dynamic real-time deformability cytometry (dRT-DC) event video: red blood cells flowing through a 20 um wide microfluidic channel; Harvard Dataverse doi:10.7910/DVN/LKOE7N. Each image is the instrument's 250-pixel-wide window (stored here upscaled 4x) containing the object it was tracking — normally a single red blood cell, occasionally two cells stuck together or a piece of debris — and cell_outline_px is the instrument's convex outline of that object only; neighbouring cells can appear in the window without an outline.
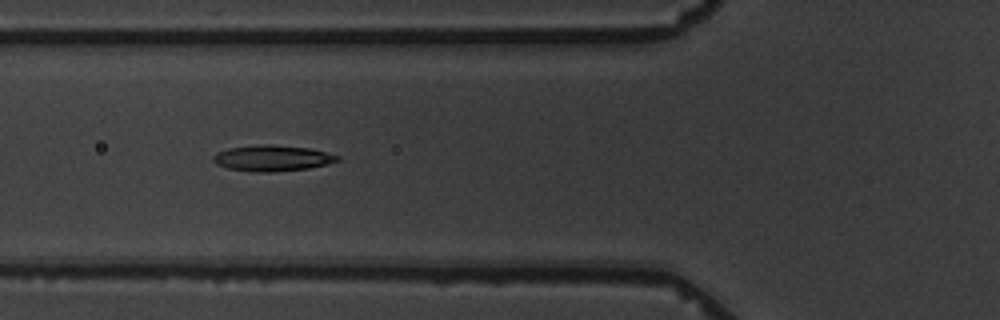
{"species": "common noctule bat (a hibernating species)", "species_latin": "Nyctalus noctula", "temperature_condition": "warm", "stored_images_in_passage": 9, "camera_frame_rate_fps": 3000, "um_per_image_px": 0.085, "animal": {"sex": "male", "body_mass_g": 19.5, "forearm_length_mm": 54.6}, "frame": {"image": 1, "passage_image": 6, "time_ms": 6.667, "image_size_px": [1000, 320], "cell_outline_px": [[340, 160], [308, 168], [272, 172], [252, 172], [228, 168], [216, 164], [212, 160], [212, 156], [216, 152], [228, 148], [264, 144], [272, 144], [308, 148], [340, 156]], "centroid_in_image_um": [23.08, 13.44], "position_along_channel_um": 102.7, "area_um2": 18.67}}
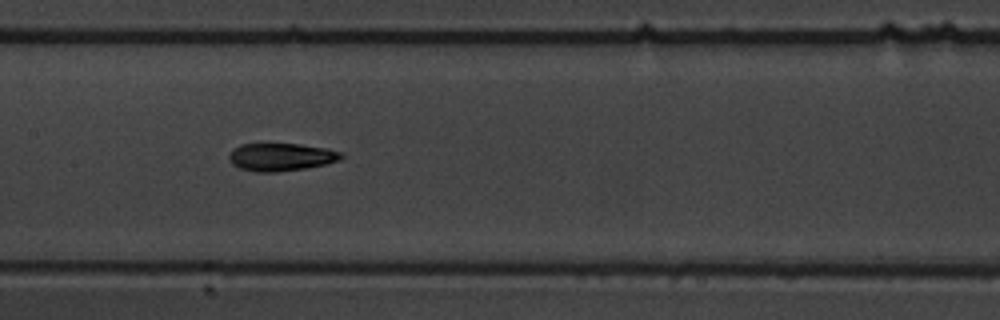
{"frame": {"image": 2, "passage_image": 8, "time_ms": 9.0, "image_size_px": [1000, 320], "cell_outline_px": [[344, 156], [340, 160], [308, 168], [276, 172], [256, 172], [240, 168], [232, 164], [228, 160], [228, 156], [232, 148], [240, 144], [300, 144], [328, 148], [344, 152]], "centroid_in_image_um": [23.9, 13.34], "position_along_channel_um": 183.5, "area_um2": 18.44}}
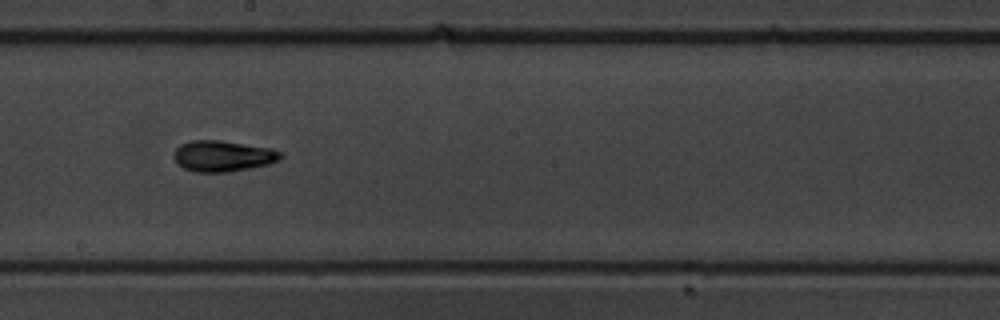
{"frame": {"image": 3, "passage_image": 9, "time_ms": 10.333, "image_size_px": [1000, 320], "cell_outline_px": [[284, 156], [268, 164], [228, 172], [196, 172], [184, 168], [172, 156], [176, 148], [180, 144], [192, 140], [220, 140], [272, 148], [284, 152]], "centroid_in_image_um": [18.96, 13.25], "position_along_channel_um": 229.2, "area_um2": 19.25}}